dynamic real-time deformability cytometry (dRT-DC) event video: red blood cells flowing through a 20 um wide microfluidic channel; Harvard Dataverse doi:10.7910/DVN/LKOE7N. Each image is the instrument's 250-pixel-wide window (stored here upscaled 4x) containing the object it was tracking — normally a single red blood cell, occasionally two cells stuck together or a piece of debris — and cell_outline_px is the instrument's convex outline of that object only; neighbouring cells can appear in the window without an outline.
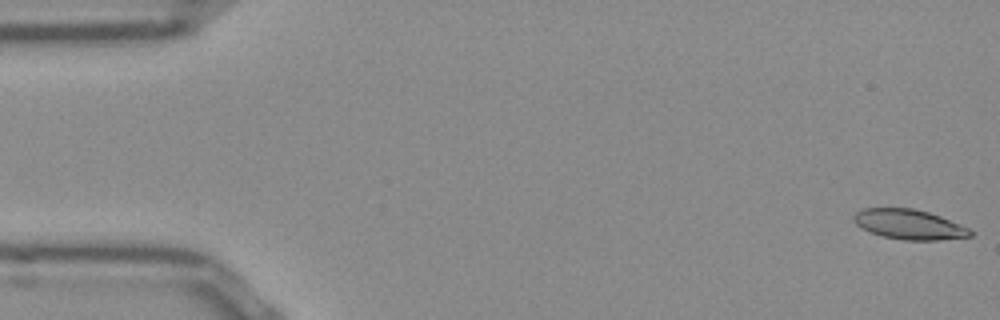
{"species": "Egyptian fruit bat (a non-hibernating species)", "species_latin": "Rousettus aegyptiacus", "temperature_condition": "room temperature", "stored_images_in_passage": 8, "camera_frame_rate_fps": 3000, "um_per_image_px": 0.085, "frame": {"image": 1, "passage_image": 1, "time_ms": 0.0, "image_size_px": [1000, 320], "cell_outline_px": [[972, 236], [940, 240], [904, 240], [880, 236], [860, 228], [852, 220], [852, 216], [856, 212], [864, 208], [912, 208], [928, 212], [940, 216], [960, 224], [968, 228], [972, 232]], "centroid_in_image_um": [77.23, 19.08], "position_along_channel_um": 7.8, "area_um2": 20.4}}